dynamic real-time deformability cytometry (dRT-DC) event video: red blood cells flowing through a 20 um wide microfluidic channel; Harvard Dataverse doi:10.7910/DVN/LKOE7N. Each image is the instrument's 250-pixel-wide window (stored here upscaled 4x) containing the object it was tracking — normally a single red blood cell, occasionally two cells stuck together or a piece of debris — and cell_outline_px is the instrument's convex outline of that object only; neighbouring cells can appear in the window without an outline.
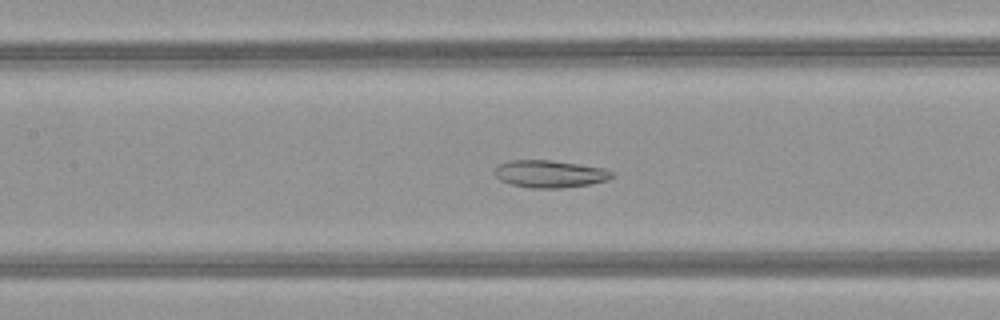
{"species": "common noctule bat (a hibernating species)", "species_latin": "Nyctalus noctula", "temperature_condition": "warm", "stored_images_in_passage": 44, "camera_frame_rate_fps": 3000, "um_per_image_px": 0.085, "animal": {"sex": "female", "body_mass_g": 21.9}, "frame": {"image": 1, "passage_image": 17, "time_ms": 5.333, "image_size_px": [1000, 320], "cell_outline_px": [[616, 176], [608, 180], [588, 184], [560, 188], [532, 188], [512, 184], [500, 180], [496, 176], [496, 168], [500, 164], [508, 160], [552, 160], [604, 168], [616, 172]], "centroid_in_image_um": [46.8, 14.77], "position_along_channel_um": 160.6, "area_um2": 18.67}}
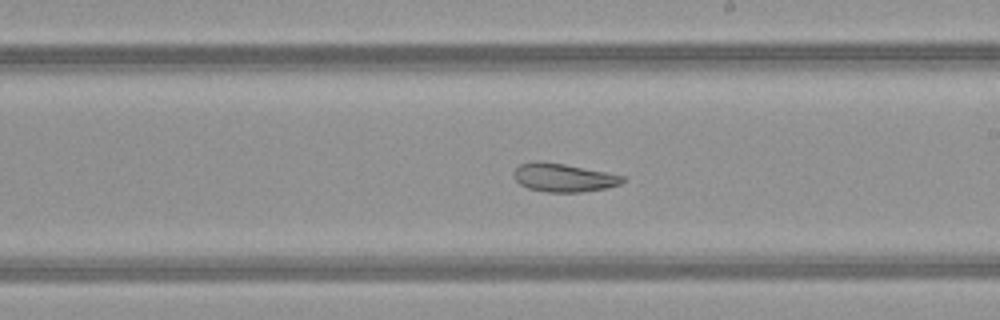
{"frame": {"image": 2, "passage_image": 23, "time_ms": 7.333, "image_size_px": [1000, 320], "cell_outline_px": [[624, 180], [620, 184], [608, 188], [580, 192], [548, 192], [528, 188], [520, 184], [512, 176], [512, 172], [520, 164], [532, 160], [540, 160], [564, 164], [624, 176]], "centroid_in_image_um": [47.84, 15.09], "position_along_channel_um": 241.2, "area_um2": 18.03}}
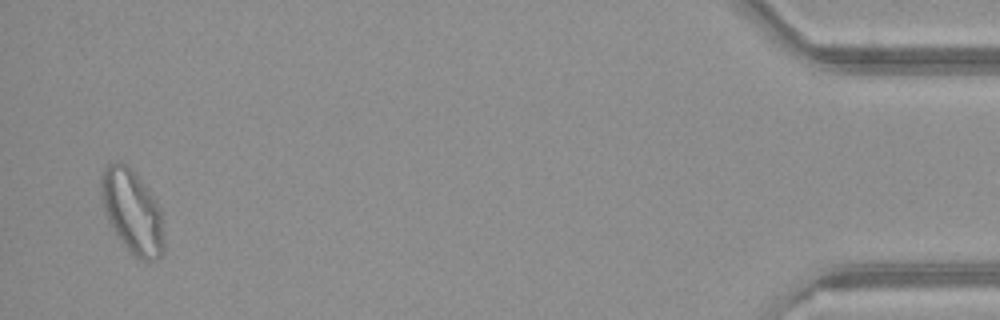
{"frame": {"image": 3, "passage_image": 43, "time_ms": 14.0, "image_size_px": [1000, 320], "cell_outline_px": [[164, 252], [156, 260], [140, 260], [120, 240], [112, 228], [108, 220], [100, 200], [100, 172], [108, 164], [116, 160], [120, 160], [128, 164], [136, 172], [148, 188], [160, 208], [164, 240]], "centroid_in_image_um": [11.21, 17.91], "position_along_channel_um": 424.0, "area_um2": 31.1}, "authors_computed_cell_mechanics": {"area_um2": 22.7732, "velocity_mm_per_s": 4.0376, "shape_relaxation_time_tau1_ms": null, "shape_relaxation_time_tau2_ms": 2.4864, "deformation_change_tau1": null, "deformation_change_tau2": 0.0774}}